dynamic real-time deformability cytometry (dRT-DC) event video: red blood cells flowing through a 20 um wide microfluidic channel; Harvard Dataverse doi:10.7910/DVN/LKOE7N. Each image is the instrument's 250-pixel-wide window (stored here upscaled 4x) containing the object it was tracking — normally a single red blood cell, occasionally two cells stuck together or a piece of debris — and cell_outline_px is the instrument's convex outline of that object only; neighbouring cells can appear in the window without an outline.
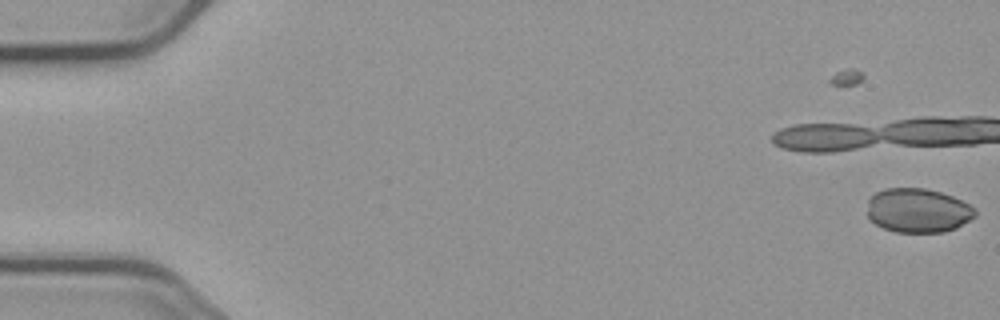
{"species": "common noctule bat (a hibernating species)", "species_latin": "Nyctalus noctula", "temperature_condition": "cold", "stored_images_in_passage": 6, "camera_frame_rate_fps": 3000, "um_per_image_px": 0.085, "animal": {"sex": "male", "body_mass_g": 23.1, "forearm_length_mm": 52.7}, "frame": {"image": 1, "passage_image": 6, "time_ms": 1.667, "image_size_px": [1000, 320], "cell_outline_px": [[976, 216], [956, 228], [944, 232], [896, 232], [884, 228], [876, 224], [868, 216], [868, 200], [876, 192], [884, 188], [924, 188], [940, 192], [952, 196], [976, 208]], "centroid_in_image_um": [78.03, 17.89], "position_along_channel_um": 7.0, "area_um2": 27.74}}